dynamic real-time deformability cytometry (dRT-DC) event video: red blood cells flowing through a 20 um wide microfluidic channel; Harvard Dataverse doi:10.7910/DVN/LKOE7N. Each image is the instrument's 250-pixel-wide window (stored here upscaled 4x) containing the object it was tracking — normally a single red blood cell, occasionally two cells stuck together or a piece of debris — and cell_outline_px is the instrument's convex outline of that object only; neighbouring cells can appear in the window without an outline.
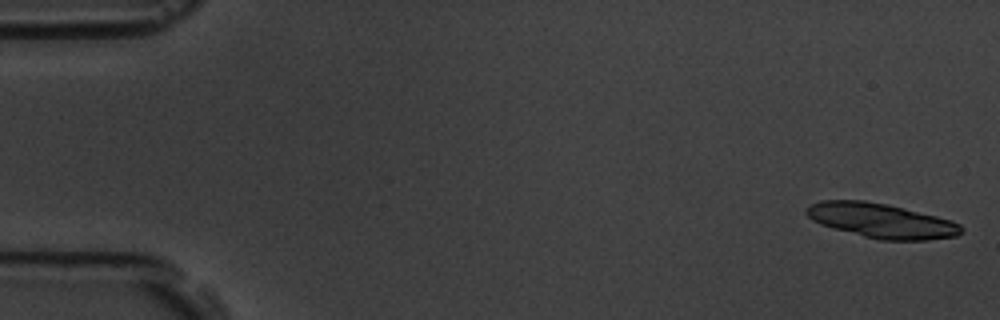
{"species": "common noctule bat (a hibernating species)", "species_latin": "Nyctalus noctula", "temperature_condition": "room temperature", "stored_images_in_passage": 5, "camera_frame_rate_fps": 3000, "um_per_image_px": 0.085, "animal": {"sex": "male", "body_mass_g": 19.5, "forearm_length_mm": 54.6}, "frame": {"image": 1, "passage_image": 1, "time_ms": 0.0, "image_size_px": [1000, 320], "cell_outline_px": [[964, 228], [956, 236], [928, 240], [880, 240], [832, 228], [820, 224], [812, 220], [804, 212], [804, 208], [808, 204], [820, 200], [864, 200], [888, 204], [952, 220], [960, 224]], "centroid_in_image_um": [74.87, 18.74], "position_along_channel_um": 10.1, "area_um2": 31.39}}